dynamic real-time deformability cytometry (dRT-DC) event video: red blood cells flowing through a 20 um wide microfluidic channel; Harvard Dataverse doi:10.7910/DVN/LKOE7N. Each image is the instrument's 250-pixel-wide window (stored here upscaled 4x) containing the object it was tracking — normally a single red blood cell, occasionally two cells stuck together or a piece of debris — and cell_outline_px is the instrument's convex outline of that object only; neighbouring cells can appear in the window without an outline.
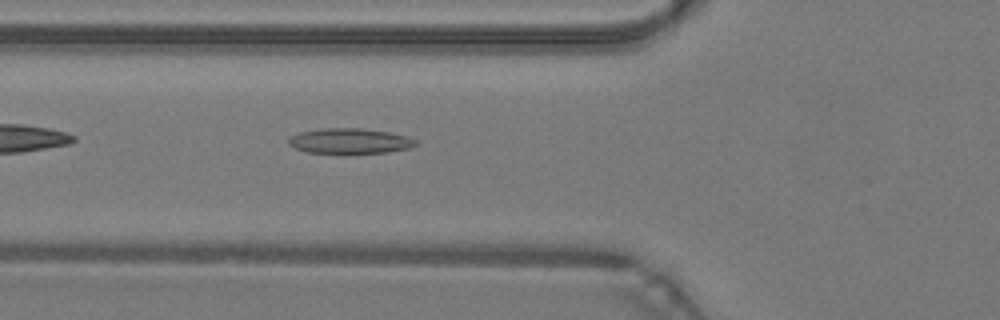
{"species": "common noctule bat (a hibernating species)", "species_latin": "Nyctalus noctula", "temperature_condition": "warm", "stored_images_in_passage": 34, "camera_frame_rate_fps": 3000, "um_per_image_px": 0.085, "animal": {"sex": "male", "body_mass_g": 19.2, "forearm_length_mm": 51.8}, "frame": {"image": 1, "passage_image": 3, "time_ms": 0.667, "image_size_px": [1000, 320], "cell_outline_px": [[416, 144], [408, 148], [388, 152], [308, 152], [296, 148], [288, 144], [288, 136], [300, 132], [324, 128], [360, 128], [388, 132], [408, 136], [416, 140]], "centroid_in_image_um": [29.71, 11.96], "position_along_channel_um": 96.1, "area_um2": 18.32}}
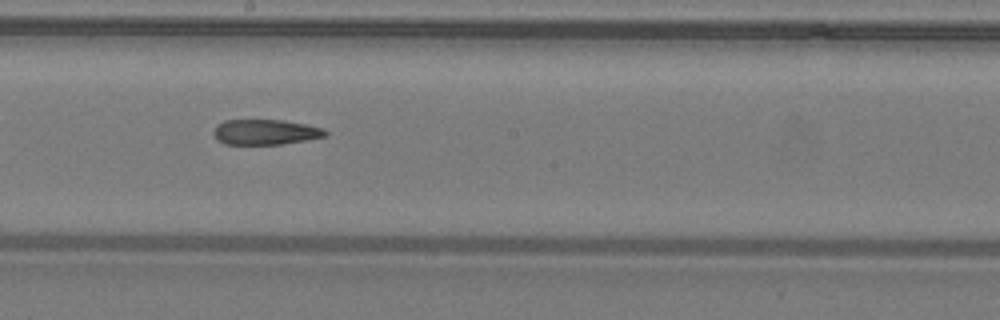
{"frame": {"image": 2, "passage_image": 12, "time_ms": 3.667, "image_size_px": [1000, 320], "cell_outline_px": [[328, 132], [324, 136], [304, 140], [280, 144], [224, 144], [216, 140], [212, 132], [216, 124], [224, 120], [284, 120], [308, 124], [324, 128]], "centroid_in_image_um": [22.51, 11.21], "position_along_channel_um": 225.7, "area_um2": 16.59}}
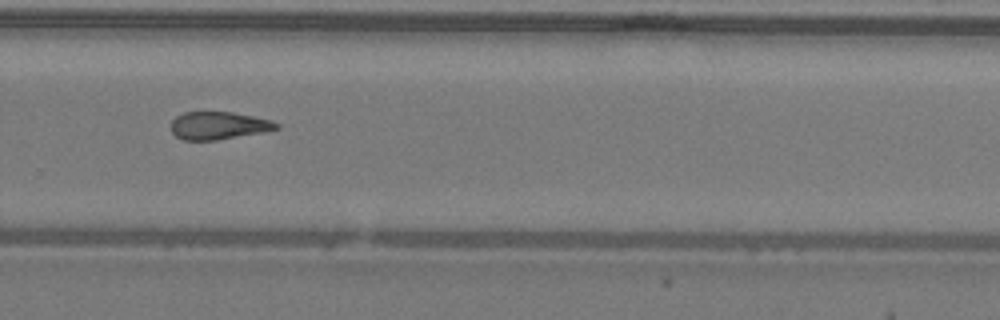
{"frame": {"image": 3, "passage_image": 18, "time_ms": 5.667, "image_size_px": [1000, 320], "cell_outline_px": [[280, 128], [264, 132], [216, 140], [184, 140], [176, 136], [172, 132], [172, 120], [176, 116], [184, 112], [232, 112], [272, 120], [280, 124]], "centroid_in_image_um": [18.6, 10.67], "position_along_channel_um": 311.2, "area_um2": 16.99}, "authors_computed_cell_mechanics": {"area_um2": 16.9932, "velocity_mm_per_s": 4.3018, "shape_relaxation_time_tau1_ms": null, "shape_relaxation_time_tau2_ms": 6.2813, "deformation_change_tau1": null, "deformation_change_tau2": 0.1862}}